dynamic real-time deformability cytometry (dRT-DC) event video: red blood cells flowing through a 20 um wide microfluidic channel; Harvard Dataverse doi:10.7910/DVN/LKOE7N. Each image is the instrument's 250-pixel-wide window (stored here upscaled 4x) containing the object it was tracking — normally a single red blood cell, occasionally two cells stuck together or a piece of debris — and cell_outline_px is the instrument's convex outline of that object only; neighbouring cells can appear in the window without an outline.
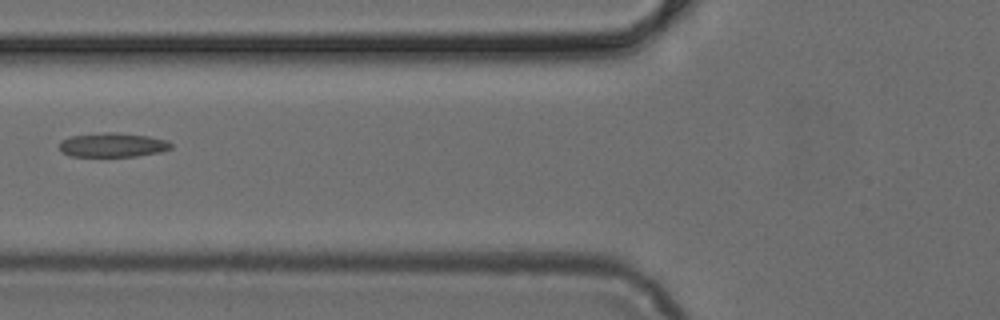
{"species": "common noctule bat (a hibernating species)", "species_latin": "Nyctalus noctula", "temperature_condition": "cold", "stored_images_in_passage": 6, "camera_frame_rate_fps": 3000, "um_per_image_px": 0.085, "animal": {"sex": "female", "body_mass_g": 24.6, "forearm_length_mm": 56.2}, "frame": {"image": 1, "passage_image": 5, "time_ms": 1.333, "image_size_px": [1000, 320], "cell_outline_px": [[172, 148], [160, 152], [136, 156], [72, 156], [60, 152], [60, 140], [72, 136], [104, 132], [112, 132], [148, 136], [168, 140], [172, 144]], "centroid_in_image_um": [9.58, 12.32], "position_along_channel_um": 116.2, "area_um2": 15.72}}
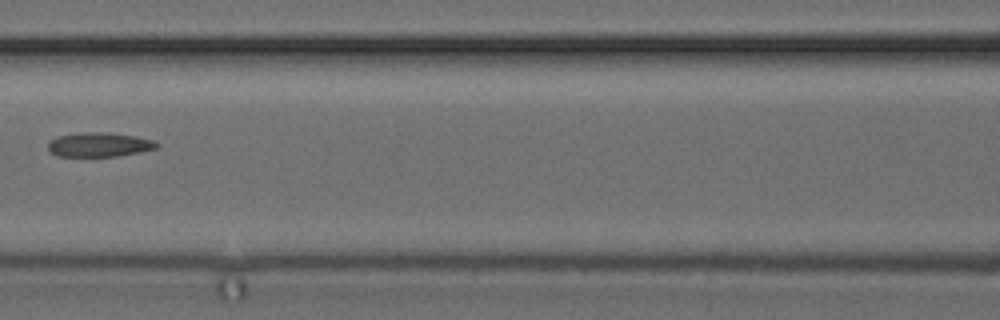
{"frame": {"image": 2, "passage_image": 6, "time_ms": 1.667, "image_size_px": [1000, 320], "cell_outline_px": [[160, 144], [156, 148], [120, 156], [56, 156], [48, 148], [48, 144], [52, 140], [60, 136], [80, 132], [104, 132], [136, 136], [152, 140]], "centroid_in_image_um": [8.45, 12.29], "position_along_channel_um": 158.2, "area_um2": 15.2}}